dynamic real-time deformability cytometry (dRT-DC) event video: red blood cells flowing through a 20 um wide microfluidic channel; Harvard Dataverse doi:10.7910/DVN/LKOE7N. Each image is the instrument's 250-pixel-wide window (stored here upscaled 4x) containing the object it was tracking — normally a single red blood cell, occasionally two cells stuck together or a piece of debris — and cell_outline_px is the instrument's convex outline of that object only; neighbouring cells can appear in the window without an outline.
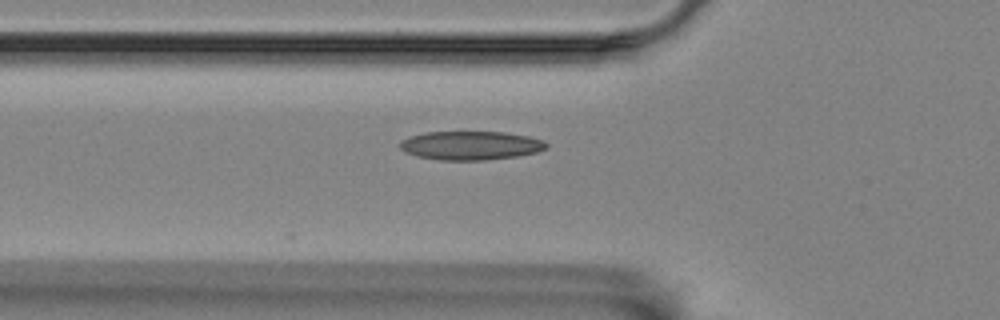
{"species": "Egyptian fruit bat (a non-hibernating species)", "species_latin": "Rousettus aegyptiacus", "temperature_condition": "room temperature", "stored_images_in_passage": 2, "camera_frame_rate_fps": 3000, "um_per_image_px": 0.085, "animal": {"sex": "female"}, "frame": {"image": 1, "passage_image": 2, "time_ms": 0.333, "image_size_px": [1000, 320], "cell_outline_px": [[548, 148], [536, 152], [516, 156], [484, 160], [440, 160], [416, 156], [404, 152], [400, 148], [400, 140], [408, 136], [424, 132], [504, 132], [528, 136], [544, 140], [548, 144]], "centroid_in_image_um": [39.98, 12.36], "position_along_channel_um": 85.8, "area_um2": 24.68}}